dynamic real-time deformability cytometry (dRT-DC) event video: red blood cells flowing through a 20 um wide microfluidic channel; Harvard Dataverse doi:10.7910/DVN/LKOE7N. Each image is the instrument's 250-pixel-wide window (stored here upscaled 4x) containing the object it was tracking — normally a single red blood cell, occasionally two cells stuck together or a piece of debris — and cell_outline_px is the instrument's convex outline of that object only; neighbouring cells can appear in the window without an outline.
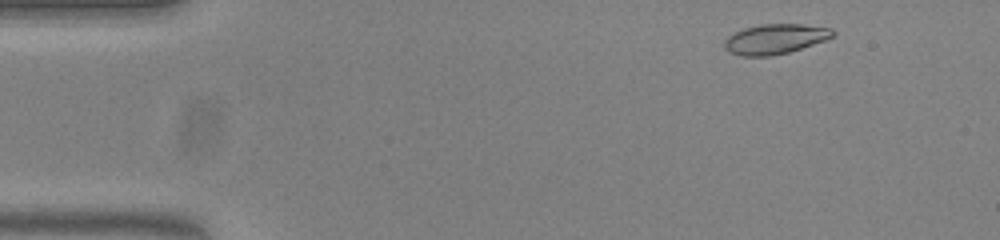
{"species": "common noctule bat (a hibernating species)", "species_latin": "Nyctalus noctula", "temperature_condition": "warm", "stored_images_in_passage": 50, "camera_frame_rate_fps": 3000, "um_per_image_px": 0.085, "animal": {"sex": "female", "body_mass_g": 23.0, "forearm_length_mm": 53.4}, "frame": {"image": 1, "passage_image": 2, "time_ms": 0.333, "image_size_px": [1000, 240], "cell_outline_px": [[836, 32], [832, 36], [824, 40], [788, 52], [768, 56], [740, 56], [728, 52], [724, 48], [724, 40], [728, 36], [744, 28], [760, 24], [804, 24], [832, 28]], "centroid_in_image_um": [65.85, 3.31], "position_along_channel_um": 19.2, "area_um2": 18.84}}
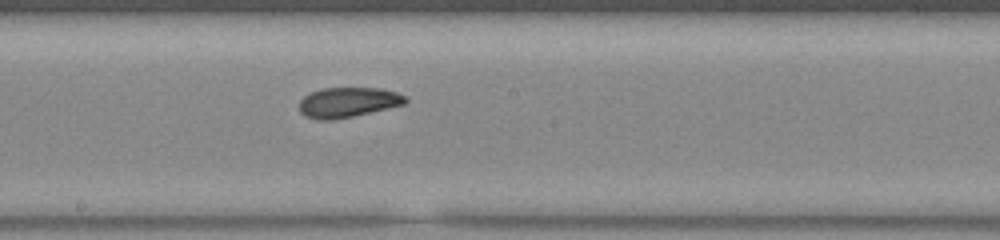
{"frame": {"image": 2, "passage_image": 25, "time_ms": 8.0, "image_size_px": [1000, 240], "cell_outline_px": [[408, 100], [404, 104], [388, 108], [352, 116], [332, 120], [316, 120], [304, 116], [300, 112], [300, 100], [304, 96], [312, 92], [324, 88], [380, 88], [396, 92], [408, 96]], "centroid_in_image_um": [29.58, 8.7], "position_along_channel_um": 218.6, "area_um2": 18.55}}
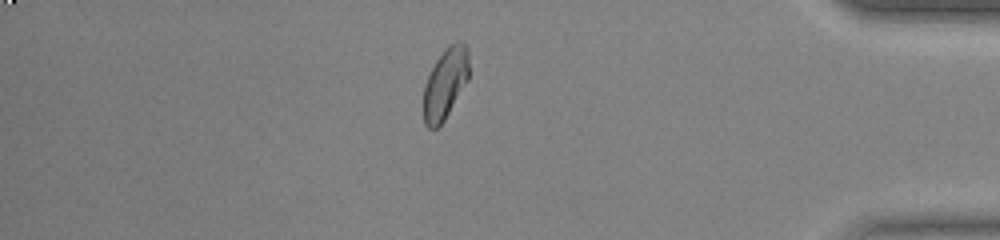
{"frame": {"image": 3, "passage_image": 42, "time_ms": 13.667, "image_size_px": [1000, 240], "cell_outline_px": [[468, 80], [444, 120], [436, 128], [428, 128], [424, 124], [424, 84], [436, 60], [444, 48], [448, 44], [456, 40], [460, 40], [468, 48]], "centroid_in_image_um": [37.85, 7.05], "position_along_channel_um": 397.4, "area_um2": 18.73}, "authors_computed_cell_mechanics": {"area_um2": 18.9295, "velocity_mm_per_s": 3.806, "shape_relaxation_time_tau1_ms": 6.1038, "shape_relaxation_time_tau2_ms": 1.5711, "deformation_change_tau1": 0.1851, "deformation_change_tau2": 0.0723}}